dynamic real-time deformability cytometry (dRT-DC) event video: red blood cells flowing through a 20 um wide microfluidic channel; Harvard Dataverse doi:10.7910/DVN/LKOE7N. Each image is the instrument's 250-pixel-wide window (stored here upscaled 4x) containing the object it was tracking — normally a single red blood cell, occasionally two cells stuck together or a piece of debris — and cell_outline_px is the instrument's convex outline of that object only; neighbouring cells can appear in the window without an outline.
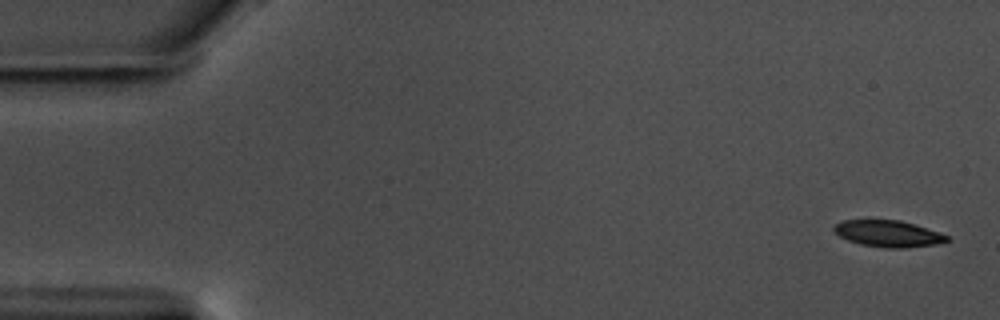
{"species": "common noctule bat (a hibernating species)", "species_latin": "Nyctalus noctula", "temperature_condition": "warm", "stored_images_in_passage": 57, "camera_frame_rate_fps": 3000, "um_per_image_px": 0.085, "animal": {"sex": "male", "body_mass_g": 17.5, "forearm_length_mm": 52.3}, "frame": {"image": 1, "passage_image": 1, "time_ms": 0.0, "image_size_px": [1000, 320], "cell_outline_px": [[952, 240], [936, 244], [904, 248], [884, 248], [860, 244], [848, 240], [840, 236], [832, 228], [836, 224], [844, 220], [868, 216], [900, 220], [948, 236]], "centroid_in_image_um": [75.41, 19.81], "position_along_channel_um": 9.6, "area_um2": 17.98}}
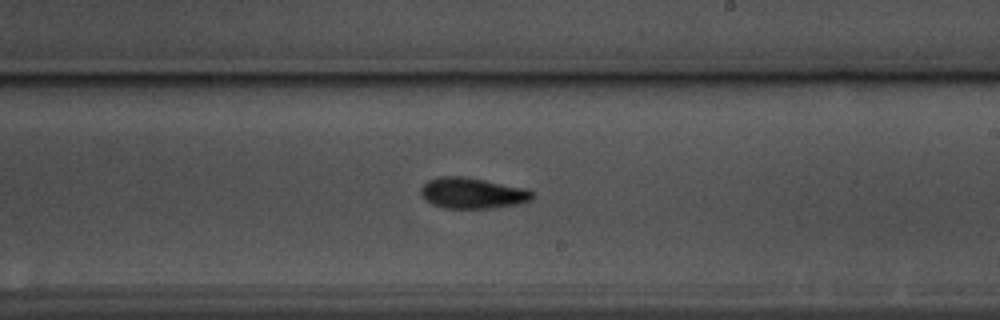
{"frame": {"image": 2, "passage_image": 33, "time_ms": 10.667, "image_size_px": [1000, 320], "cell_outline_px": [[536, 196], [532, 200], [516, 204], [492, 208], [444, 208], [432, 204], [424, 200], [420, 196], [420, 188], [428, 180], [440, 176], [460, 176], [484, 180], [528, 188], [536, 192]], "centroid_in_image_um": [40.18, 16.41], "position_along_channel_um": 248.8, "area_um2": 20.35}}
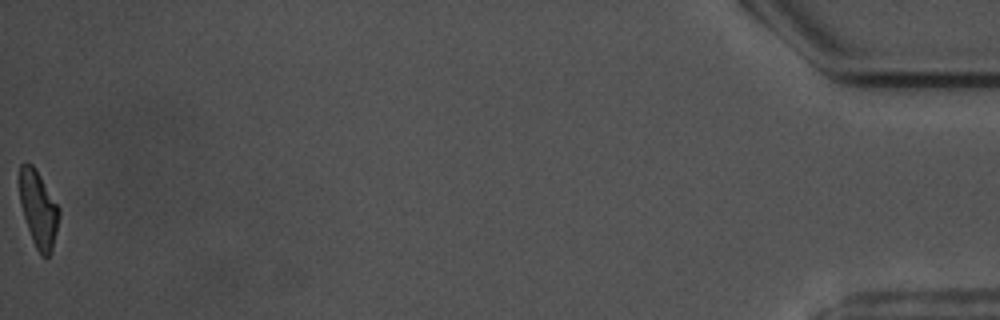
{"frame": {"image": 3, "passage_image": 57, "time_ms": 18.667, "image_size_px": [1000, 320], "cell_outline_px": [[60, 216], [52, 252], [48, 256], [44, 256], [36, 248], [32, 240], [20, 204], [20, 164], [24, 160], [32, 164], [36, 168], [60, 208]], "centroid_in_image_um": [3.28, 17.73], "position_along_channel_um": 431.9, "area_um2": 17.69}, "authors_computed_cell_mechanics": {"area_um2": 19.1896, "velocity_mm_per_s": 3.563, "shape_relaxation_time_tau1_ms": 3.1919, "shape_relaxation_time_tau2_ms": 7.9114, "deformation_change_tau1": 0.1465, "deformation_change_tau2": 0.1389}}